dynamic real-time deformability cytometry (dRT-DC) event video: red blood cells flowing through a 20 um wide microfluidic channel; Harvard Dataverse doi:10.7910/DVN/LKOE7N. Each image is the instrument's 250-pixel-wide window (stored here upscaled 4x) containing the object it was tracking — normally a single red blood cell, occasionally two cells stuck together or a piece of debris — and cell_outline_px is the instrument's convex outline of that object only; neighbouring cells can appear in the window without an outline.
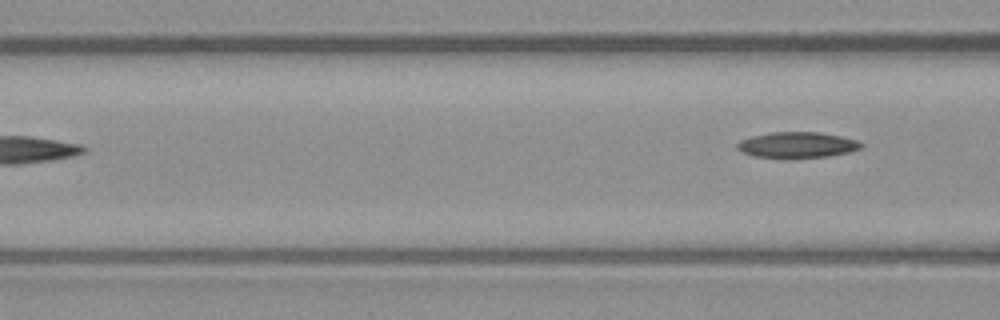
{"species": "common noctule bat (a hibernating species)", "species_latin": "Nyctalus noctula", "temperature_condition": "warm", "stored_images_in_passage": 3, "camera_frame_rate_fps": 3000, "um_per_image_px": 0.085, "animal": {"sex": "male", "body_mass_g": 23.1, "forearm_length_mm": 52.7}, "frame": {"image": 1, "passage_image": 3, "time_ms": 0.667, "image_size_px": [1000, 320], "cell_outline_px": [[864, 144], [860, 148], [848, 152], [828, 156], [792, 160], [784, 160], [752, 156], [740, 152], [736, 148], [736, 144], [740, 140], [752, 136], [772, 132], [820, 132], [840, 136], [856, 140]], "centroid_in_image_um": [67.69, 12.36], "position_along_channel_um": 98.9, "area_um2": 19.31}}